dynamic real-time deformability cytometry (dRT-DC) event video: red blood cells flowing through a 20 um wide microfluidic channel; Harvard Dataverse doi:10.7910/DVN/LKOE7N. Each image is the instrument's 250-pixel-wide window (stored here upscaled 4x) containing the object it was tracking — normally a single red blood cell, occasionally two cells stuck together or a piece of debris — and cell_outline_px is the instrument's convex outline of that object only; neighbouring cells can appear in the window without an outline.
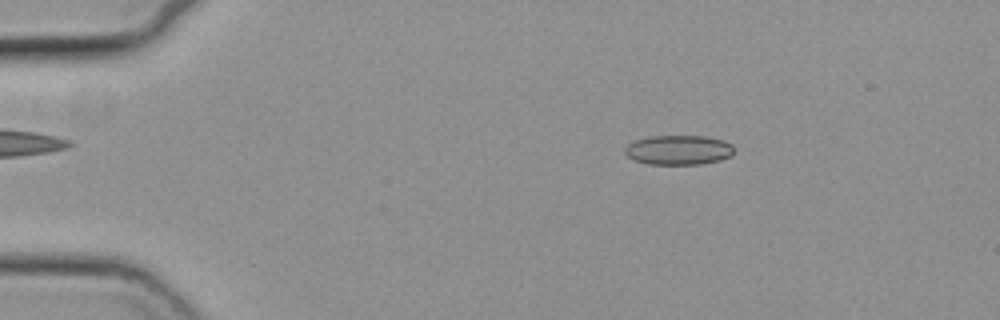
{"species": "common noctule bat (a hibernating species)", "species_latin": "Nyctalus noctula", "temperature_condition": "cold", "stored_images_in_passage": 56, "camera_frame_rate_fps": 3000, "um_per_image_px": 0.085, "animal": {"sex": "female", "body_mass_g": 19.3, "forearm_length_mm": 54.1}, "frame": {"image": 1, "passage_image": 10, "time_ms": 3.0, "image_size_px": [1000, 320], "cell_outline_px": [[732, 156], [720, 160], [700, 164], [648, 164], [636, 160], [628, 156], [624, 152], [624, 148], [628, 144], [636, 140], [652, 136], [704, 136], [724, 140], [732, 144]], "centroid_in_image_um": [57.69, 12.74], "position_along_channel_um": 27.3, "area_um2": 18.73}}
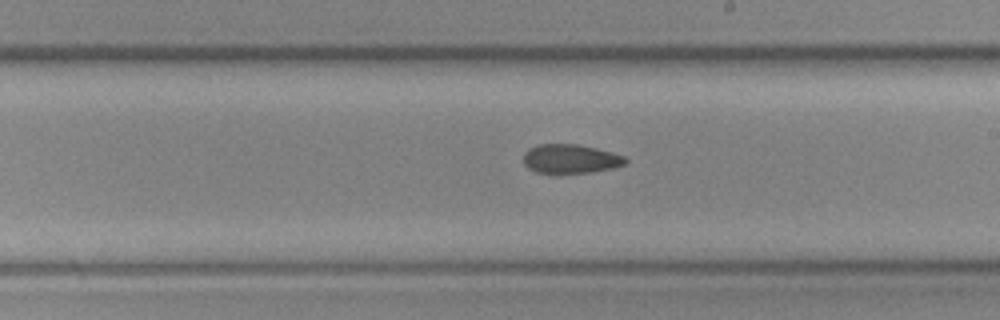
{"frame": {"image": 2, "passage_image": 33, "time_ms": 10.667, "image_size_px": [1000, 320], "cell_outline_px": [[628, 164], [612, 168], [592, 172], [560, 176], [556, 176], [536, 172], [528, 168], [524, 164], [524, 152], [528, 148], [540, 144], [576, 144], [596, 148], [612, 152], [624, 156], [628, 160]], "centroid_in_image_um": [48.48, 13.55], "position_along_channel_um": 240.5, "area_um2": 18.03}}
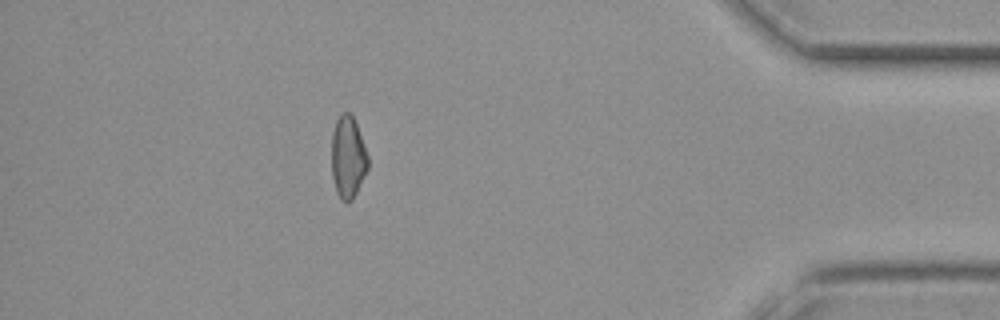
{"frame": {"image": 3, "passage_image": 50, "time_ms": 16.333, "image_size_px": [1000, 320], "cell_outline_px": [[368, 168], [352, 200], [348, 204], [340, 200], [336, 192], [332, 176], [332, 132], [336, 120], [340, 112], [348, 112], [352, 116], [356, 124], [368, 156]], "centroid_in_image_um": [29.56, 13.38], "position_along_channel_um": 405.6, "area_um2": 17.4}}